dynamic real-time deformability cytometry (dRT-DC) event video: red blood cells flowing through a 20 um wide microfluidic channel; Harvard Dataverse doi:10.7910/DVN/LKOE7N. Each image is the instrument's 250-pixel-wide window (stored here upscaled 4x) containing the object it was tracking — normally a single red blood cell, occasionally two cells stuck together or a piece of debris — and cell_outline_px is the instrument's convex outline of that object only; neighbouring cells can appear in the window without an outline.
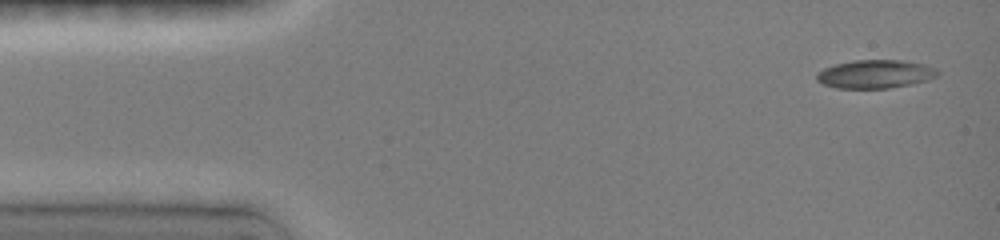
{"species": "common noctule bat (a hibernating species)", "species_latin": "Nyctalus noctula", "temperature_condition": "room temperature", "stored_images_in_passage": 8, "camera_frame_rate_fps": 3000, "um_per_image_px": 0.085, "animal": {"sex": "female", "body_mass_g": 19.0, "forearm_length_mm": 51.5}, "frame": {"image": 1, "passage_image": 1, "time_ms": 0.0, "image_size_px": [1000, 240], "cell_outline_px": [[940, 72], [936, 76], [928, 80], [912, 84], [888, 88], [836, 88], [824, 84], [816, 80], [816, 72], [824, 68], [836, 64], [852, 60], [900, 60], [924, 64], [936, 68]], "centroid_in_image_um": [74.39, 6.29], "position_along_channel_um": 10.6, "area_um2": 20.06}}
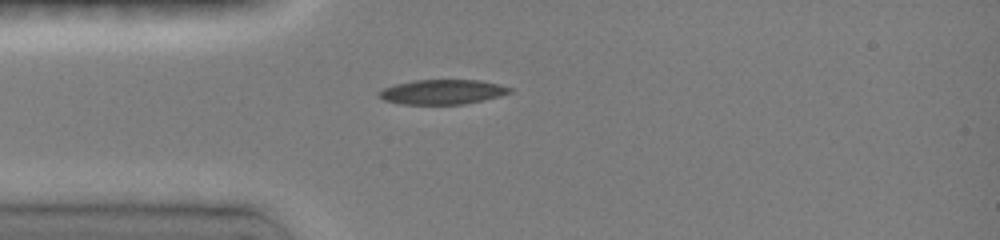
{"frame": {"image": 2, "passage_image": 5, "time_ms": 3.333, "image_size_px": [1000, 240], "cell_outline_px": [[512, 92], [500, 96], [464, 104], [400, 104], [384, 100], [380, 96], [380, 92], [384, 88], [396, 84], [416, 80], [476, 80], [496, 84], [512, 88]], "centroid_in_image_um": [37.61, 7.82], "position_along_channel_um": 47.4, "area_um2": 18.5}}
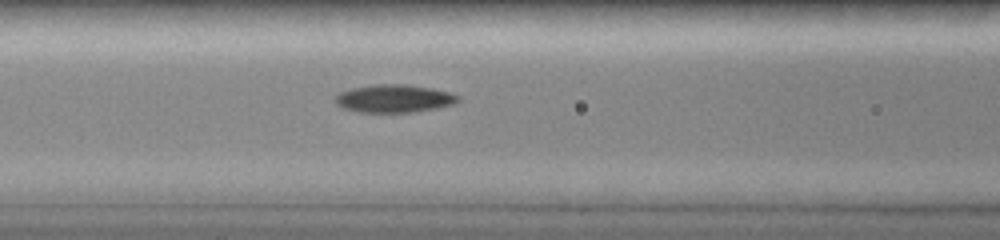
{"frame": {"image": 3, "passage_image": 8, "time_ms": 5.667, "image_size_px": [1000, 240], "cell_outline_px": [[460, 100], [452, 104], [436, 108], [416, 112], [360, 112], [344, 108], [336, 104], [336, 96], [340, 92], [352, 88], [380, 84], [404, 84], [432, 88], [448, 92], [460, 96]], "centroid_in_image_um": [33.52, 8.38], "position_along_channel_um": 133.1, "area_um2": 19.77}}